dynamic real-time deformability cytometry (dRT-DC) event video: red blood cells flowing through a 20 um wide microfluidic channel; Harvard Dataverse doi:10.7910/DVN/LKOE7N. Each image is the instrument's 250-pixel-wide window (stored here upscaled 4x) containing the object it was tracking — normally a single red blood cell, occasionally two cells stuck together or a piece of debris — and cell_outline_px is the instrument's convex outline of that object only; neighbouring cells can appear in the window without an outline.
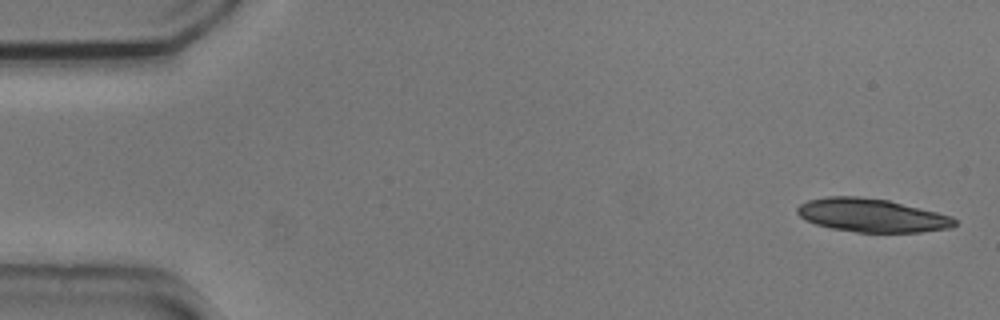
{"species": "common noctule bat (a hibernating species)", "species_latin": "Nyctalus noctula", "temperature_condition": "cold", "stored_images_in_passage": 5, "camera_frame_rate_fps": 3000, "um_per_image_px": 0.085, "animal": {"sex": "male", "body_mass_g": 20.5, "forearm_length_mm": 52.5}, "frame": {"image": 1, "passage_image": 1, "time_ms": 0.0, "image_size_px": [1000, 320], "cell_outline_px": [[956, 224], [952, 228], [920, 232], [856, 232], [832, 228], [816, 224], [804, 220], [796, 212], [796, 208], [800, 204], [808, 200], [828, 196], [860, 196], [888, 200], [952, 216], [956, 220]], "centroid_in_image_um": [74.08, 18.3], "position_along_channel_um": 10.9, "area_um2": 30.63}}